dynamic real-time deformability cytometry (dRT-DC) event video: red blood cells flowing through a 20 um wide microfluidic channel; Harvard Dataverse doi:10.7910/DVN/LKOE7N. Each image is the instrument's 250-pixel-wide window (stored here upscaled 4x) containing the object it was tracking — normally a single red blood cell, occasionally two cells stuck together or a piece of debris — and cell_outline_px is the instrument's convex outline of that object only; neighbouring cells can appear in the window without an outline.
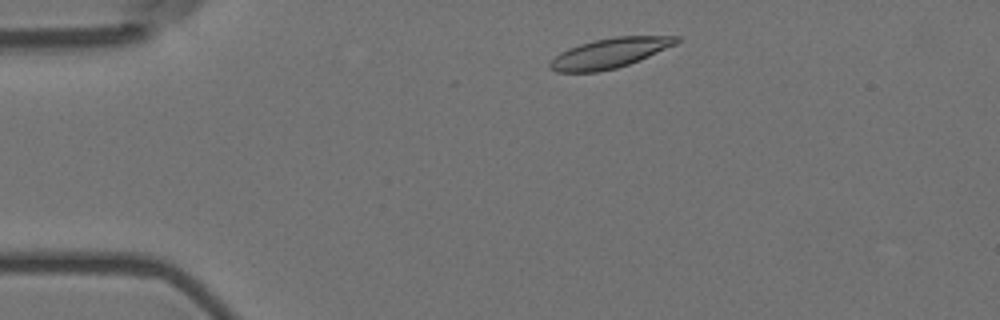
{"species": "Egyptian fruit bat (a non-hibernating species)", "species_latin": "Rousettus aegyptiacus", "temperature_condition": "room temperature", "stored_images_in_passage": 49, "camera_frame_rate_fps": 3000, "um_per_image_px": 0.085, "animal": {"sex": "female"}, "frame": {"image": 1, "passage_image": 4, "time_ms": 1.0, "image_size_px": [1000, 320], "cell_outline_px": [[680, 40], [676, 44], [640, 60], [616, 68], [596, 72], [556, 72], [548, 68], [548, 64], [560, 52], [568, 48], [580, 44], [596, 40], [616, 36], [680, 36]], "centroid_in_image_um": [51.81, 4.52], "position_along_channel_um": 33.2, "area_um2": 21.91}}
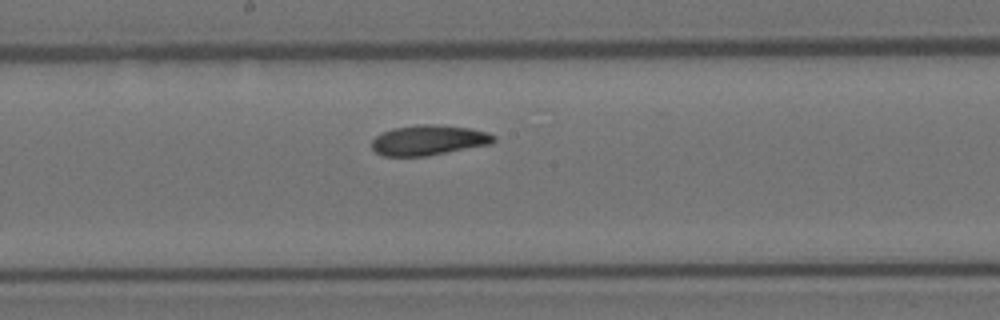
{"frame": {"image": 2, "passage_image": 23, "time_ms": 7.333, "image_size_px": [1000, 320], "cell_outline_px": [[496, 140], [492, 144], [424, 156], [384, 156], [376, 152], [372, 148], [372, 140], [376, 136], [392, 128], [416, 124], [432, 124], [472, 128], [488, 132], [496, 136]], "centroid_in_image_um": [36.46, 11.9], "position_along_channel_um": 211.7, "area_um2": 21.5}}
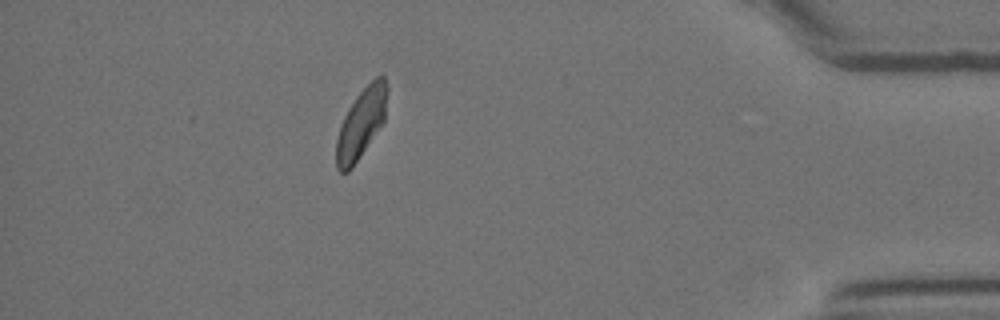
{"frame": {"image": 3, "passage_image": 43, "time_ms": 14.0, "image_size_px": [1000, 320], "cell_outline_px": [[388, 92], [384, 120], [352, 168], [348, 172], [340, 172], [336, 168], [336, 140], [340, 124], [348, 108], [356, 96], [376, 76], [384, 76], [388, 88]], "centroid_in_image_um": [30.68, 10.48], "position_along_channel_um": 404.5, "area_um2": 20.52}, "authors_computed_cell_mechanics": {"area_um2": 21.5594, "velocity_mm_per_s": 3.5814, "shape_relaxation_time_tau1_ms": 9.7912, "shape_relaxation_time_tau2_ms": 5.2168, "deformation_change_tau1": 0.1872, "deformation_change_tau2": 0.099}}